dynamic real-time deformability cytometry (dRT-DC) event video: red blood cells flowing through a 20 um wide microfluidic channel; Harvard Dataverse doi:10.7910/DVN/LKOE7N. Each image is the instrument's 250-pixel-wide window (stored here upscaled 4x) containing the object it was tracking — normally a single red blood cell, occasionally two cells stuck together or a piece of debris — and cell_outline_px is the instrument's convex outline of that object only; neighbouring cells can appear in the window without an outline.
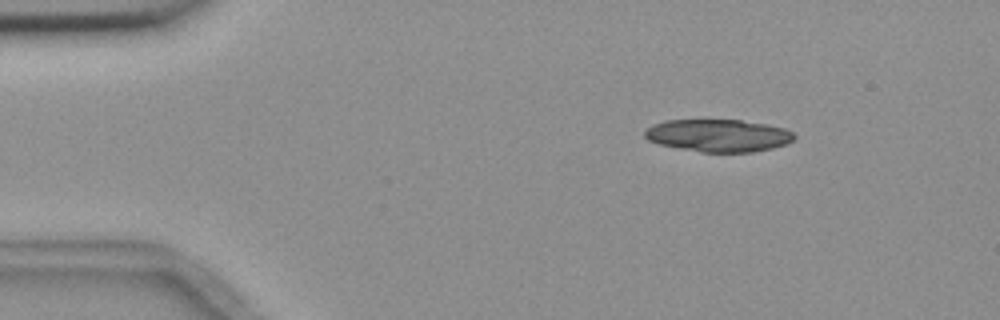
{"species": "common noctule bat (a hibernating species)", "species_latin": "Nyctalus noctula", "temperature_condition": "room temperature", "stored_images_in_passage": 10, "segment_of_instrument_passage": [1, 2], "camera_frame_rate_fps": 3000, "um_per_image_px": 0.085, "animal": {"sex": "female", "body_mass_g": 18.4}, "frame": {"image": 1, "passage_image": 1, "time_ms": 0.0, "image_size_px": [1000, 320], "cell_outline_px": [[796, 136], [788, 144], [772, 148], [752, 152], [704, 152], [680, 148], [660, 144], [648, 140], [644, 136], [644, 132], [652, 124], [664, 120], [740, 120], [768, 124], [784, 128], [792, 132]], "centroid_in_image_um": [61.07, 11.51], "position_along_channel_um": 23.9, "area_um2": 28.26}}